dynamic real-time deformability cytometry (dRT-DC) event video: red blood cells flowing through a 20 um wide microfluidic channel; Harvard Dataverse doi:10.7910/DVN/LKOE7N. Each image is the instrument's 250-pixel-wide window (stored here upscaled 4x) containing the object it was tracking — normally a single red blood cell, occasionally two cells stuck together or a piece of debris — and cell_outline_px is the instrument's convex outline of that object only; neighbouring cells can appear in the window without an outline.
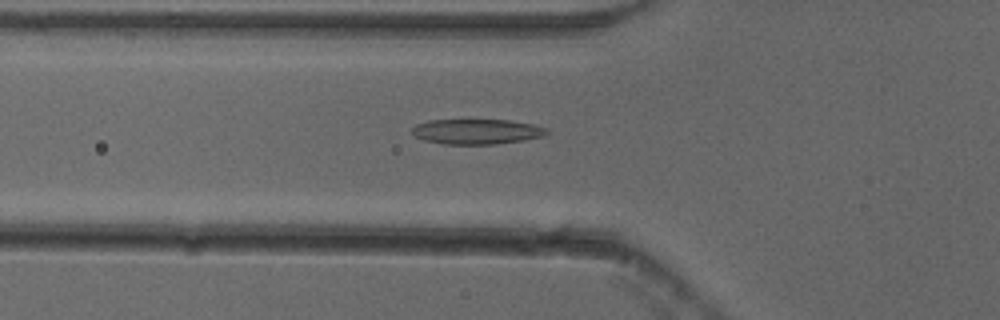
{"species": "common noctule bat (a hibernating species)", "species_latin": "Nyctalus noctula", "temperature_condition": "cold", "stored_images_in_passage": 53, "camera_frame_rate_fps": 3000, "um_per_image_px": 0.085, "animal": {"sex": "female"}, "frame": {"image": 1, "passage_image": 19, "time_ms": 6.0, "image_size_px": [1000, 320], "cell_outline_px": [[548, 132], [544, 136], [524, 140], [496, 144], [444, 144], [424, 140], [416, 136], [412, 132], [412, 128], [416, 124], [428, 120], [508, 120], [532, 124], [548, 128]], "centroid_in_image_um": [40.53, 11.18], "position_along_channel_um": 85.3, "area_um2": 19.71}}
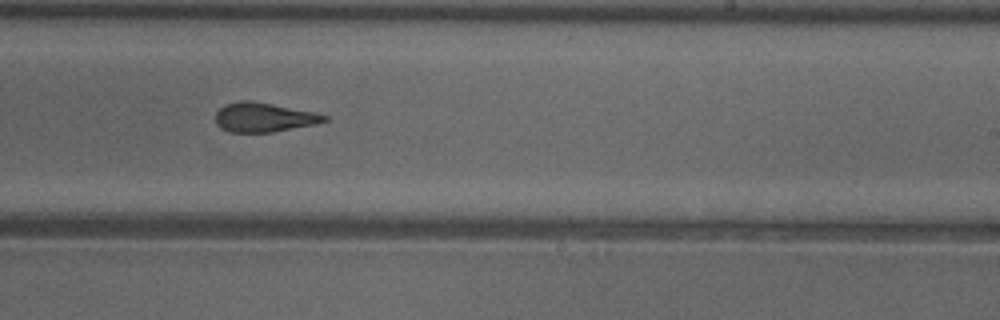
{"frame": {"image": 2, "passage_image": 33, "time_ms": 10.667, "image_size_px": [1000, 320], "cell_outline_px": [[328, 120], [316, 124], [272, 132], [232, 132], [220, 128], [216, 124], [216, 112], [224, 104], [244, 100], [248, 100], [272, 104], [316, 112], [328, 116]], "centroid_in_image_um": [22.43, 9.97], "position_along_channel_um": 266.6, "area_um2": 18.55}}
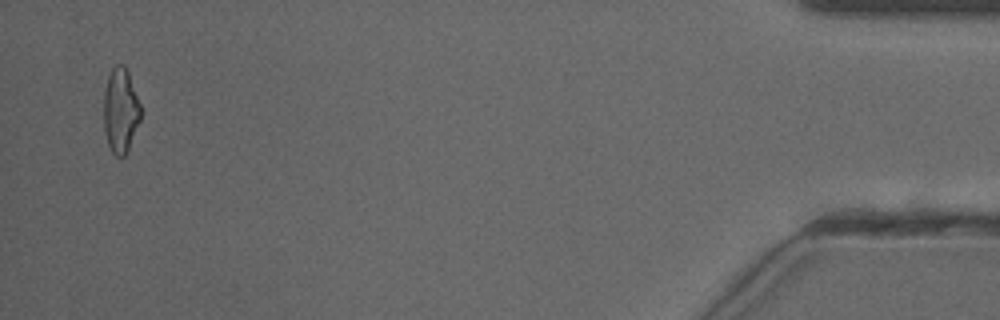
{"frame": {"image": 3, "passage_image": 52, "time_ms": 17.0, "image_size_px": [1000, 320], "cell_outline_px": [[140, 120], [128, 148], [124, 156], [116, 156], [112, 152], [108, 144], [104, 128], [104, 88], [108, 76], [112, 68], [116, 64], [124, 64], [128, 72], [140, 104]], "centroid_in_image_um": [10.23, 9.36], "position_along_channel_um": 425.0, "area_um2": 18.03}, "authors_computed_cell_mechanics": {"area_um2": 19.3052, "velocity_mm_per_s": 3.8609, "shape_relaxation_time_tau1_ms": null, "shape_relaxation_time_tau2_ms": 1.6212, "deformation_change_tau1": null, "deformation_change_tau2": 0.0898}}